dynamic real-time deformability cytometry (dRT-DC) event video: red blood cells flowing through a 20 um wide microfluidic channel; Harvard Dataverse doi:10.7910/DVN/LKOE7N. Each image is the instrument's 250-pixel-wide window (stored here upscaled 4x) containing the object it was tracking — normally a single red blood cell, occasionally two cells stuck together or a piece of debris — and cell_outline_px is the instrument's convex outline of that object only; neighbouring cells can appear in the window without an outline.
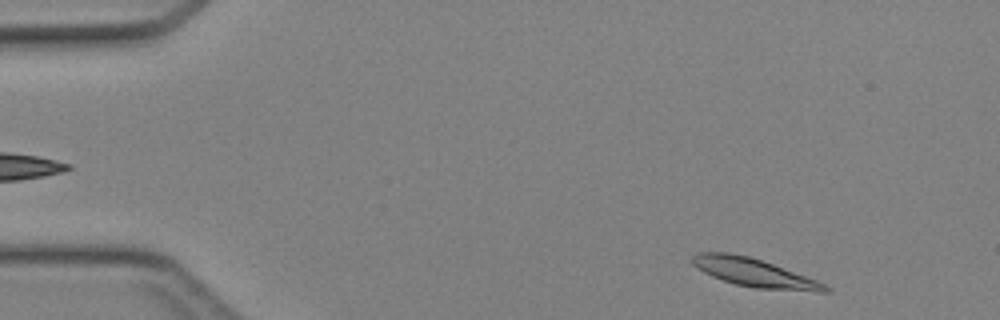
{"species": "Egyptian fruit bat (a non-hibernating species)", "species_latin": "Rousettus aegyptiacus", "temperature_condition": "cold", "stored_images_in_passage": 43, "camera_frame_rate_fps": 3000, "um_per_image_px": 0.085, "animal": {"sex": "female"}, "frame": {"image": 1, "passage_image": 2, "time_ms": 0.333, "image_size_px": [1000, 320], "cell_outline_px": [[832, 292], [816, 292], [752, 288], [736, 284], [712, 276], [704, 272], [692, 264], [688, 260], [696, 252], [728, 252], [748, 256], [772, 264], [816, 280], [832, 288]], "centroid_in_image_um": [64.09, 23.18], "position_along_channel_um": 20.9, "area_um2": 21.96}}
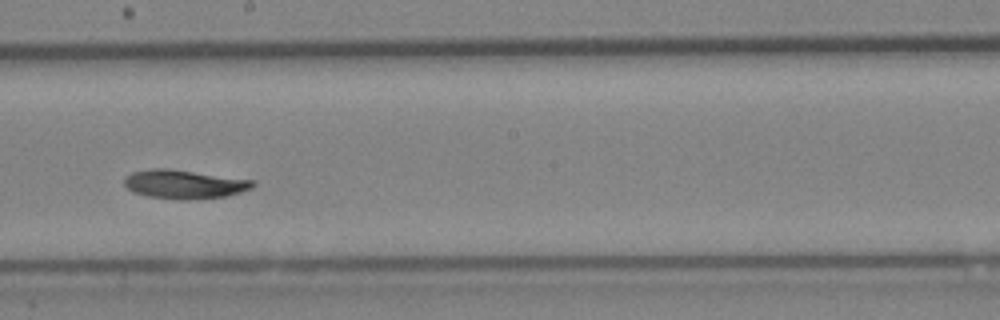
{"frame": {"image": 2, "passage_image": 23, "time_ms": 7.333, "image_size_px": [1000, 320], "cell_outline_px": [[256, 184], [252, 188], [240, 192], [224, 196], [188, 200], [176, 200], [148, 196], [132, 192], [124, 184], [124, 176], [132, 172], [152, 168], [168, 168], [256, 180]], "centroid_in_image_um": [15.65, 15.65], "position_along_channel_um": 232.5, "area_um2": 21.79}}
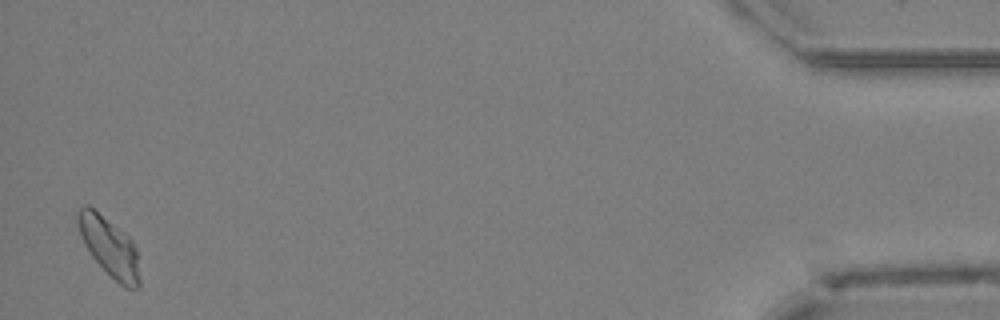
{"frame": {"image": 3, "passage_image": 42, "time_ms": 13.667, "image_size_px": [1000, 320], "cell_outline_px": [[140, 288], [124, 288], [92, 256], [84, 244], [76, 224], [76, 212], [84, 204], [88, 204], [128, 236], [132, 240], [136, 248], [140, 280]], "centroid_in_image_um": [9.28, 20.96], "position_along_channel_um": 425.9, "area_um2": 21.1}}